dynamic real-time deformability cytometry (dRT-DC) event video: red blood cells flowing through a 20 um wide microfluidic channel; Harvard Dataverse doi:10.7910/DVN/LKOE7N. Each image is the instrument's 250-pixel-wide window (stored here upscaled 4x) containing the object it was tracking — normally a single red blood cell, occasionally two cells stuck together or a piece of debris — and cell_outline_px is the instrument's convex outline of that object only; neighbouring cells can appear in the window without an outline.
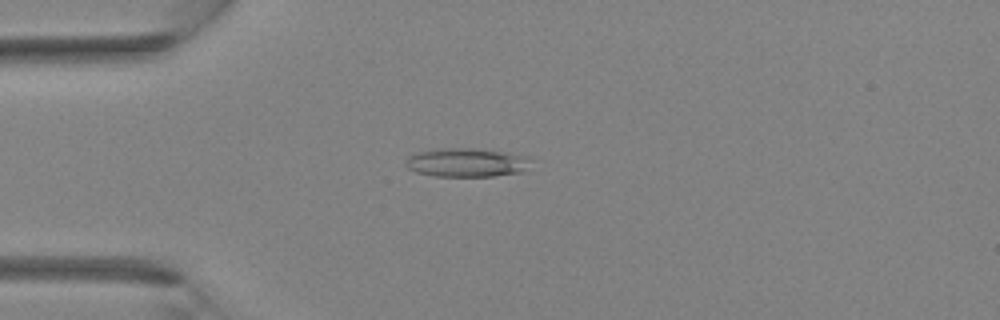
{"species": "Egyptian fruit bat (a non-hibernating species)", "species_latin": "Rousettus aegyptiacus", "temperature_condition": "room temperature", "stored_images_in_passage": 37, "camera_frame_rate_fps": 3000, "um_per_image_px": 0.085, "animal": {"sex": "female"}, "frame": {"image": 1, "passage_image": 10, "time_ms": 3.0, "image_size_px": [1000, 320], "cell_outline_px": [[532, 160], [524, 172], [492, 176], [436, 176], [416, 172], [408, 168], [404, 164], [408, 156], [416, 152], [436, 148], [476, 148], [504, 152], [528, 156]], "centroid_in_image_um": [39.65, 13.8], "position_along_channel_um": 45.3, "area_um2": 21.21}}
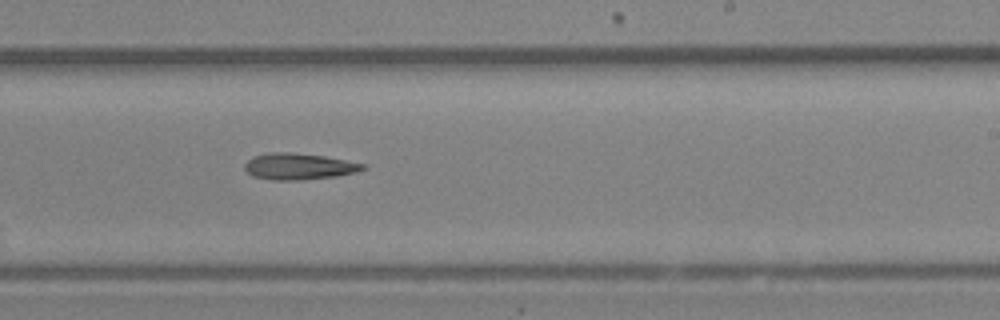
{"frame": {"image": 2, "passage_image": 23, "time_ms": 7.333, "image_size_px": [1000, 320], "cell_outline_px": [[368, 168], [356, 172], [336, 176], [296, 180], [272, 180], [252, 176], [244, 168], [244, 164], [252, 156], [272, 152], [292, 152], [324, 156], [368, 164]], "centroid_in_image_um": [25.42, 14.14], "position_along_channel_um": 263.6, "area_um2": 18.26}}
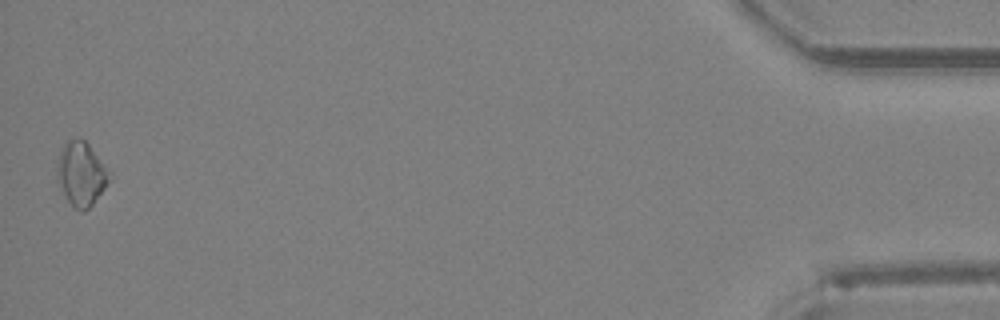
{"frame": {"image": 3, "passage_image": 37, "time_ms": 12.0, "image_size_px": [1000, 320], "cell_outline_px": [[112, 180], [92, 204], [84, 212], [80, 212], [72, 208], [56, 180], [56, 168], [60, 152], [64, 144], [68, 140], [80, 136], [88, 144], [112, 172]], "centroid_in_image_um": [6.92, 14.79], "position_along_channel_um": 428.3, "area_um2": 20.0}}